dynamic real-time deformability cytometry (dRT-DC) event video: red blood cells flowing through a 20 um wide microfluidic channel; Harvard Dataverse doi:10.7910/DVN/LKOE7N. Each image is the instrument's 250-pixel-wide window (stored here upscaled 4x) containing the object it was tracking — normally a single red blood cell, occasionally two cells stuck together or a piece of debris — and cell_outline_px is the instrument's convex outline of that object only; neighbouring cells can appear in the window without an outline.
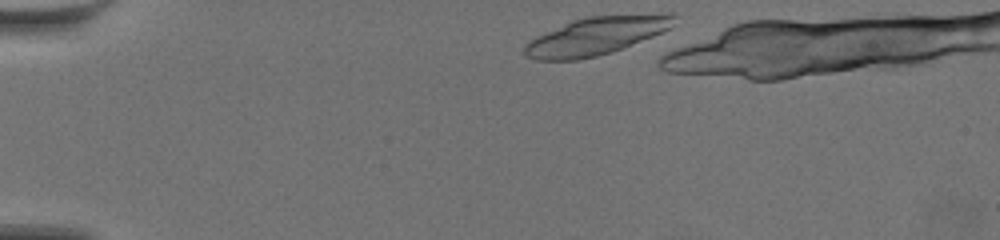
{"species": "common noctule bat (a hibernating species)", "species_latin": "Nyctalus noctula", "temperature_condition": "warm", "stored_images_in_passage": 16, "camera_frame_rate_fps": 3000, "um_per_image_px": 0.085, "animal": {"sex": "female", "body_mass_g": 19.5, "forearm_length_mm": 54.1}, "frame": {"image": 1, "passage_image": 1, "time_ms": 0.0, "image_size_px": [1000, 240], "cell_outline_px": [[672, 28], [624, 48], [612, 52], [596, 56], [576, 60], [536, 60], [528, 56], [524, 52], [524, 44], [528, 40], [536, 36], [572, 20], [584, 16], [668, 12], [672, 12]], "centroid_in_image_um": [50.68, 3.03], "position_along_channel_um": 34.3, "area_um2": 33.29}}